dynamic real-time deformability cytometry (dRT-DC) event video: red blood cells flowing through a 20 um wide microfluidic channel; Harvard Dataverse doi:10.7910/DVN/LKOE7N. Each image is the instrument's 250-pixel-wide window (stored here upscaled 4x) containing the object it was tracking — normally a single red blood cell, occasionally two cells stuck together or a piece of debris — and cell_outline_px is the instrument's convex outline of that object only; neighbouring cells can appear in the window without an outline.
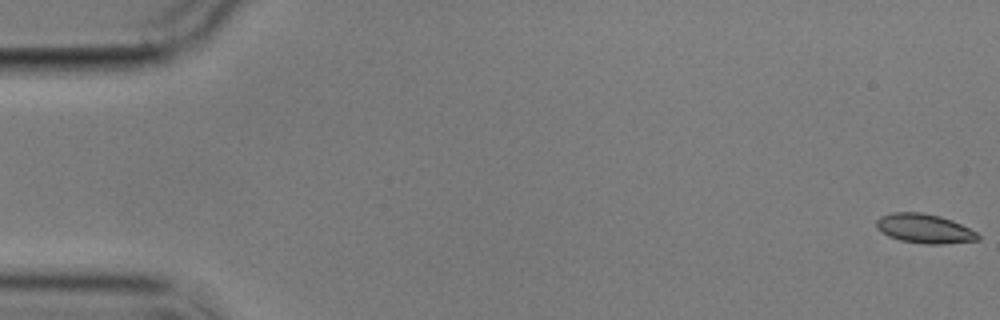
{"species": "common noctule bat (a hibernating species)", "species_latin": "Nyctalus noctula", "temperature_condition": "cold", "stored_images_in_passage": 6, "segment_of_instrument_passage": [1, 2], "camera_frame_rate_fps": 3000, "um_per_image_px": 0.085, "animal": {"sex": "male", "body_mass_g": 17.9}, "frame": {"image": 1, "passage_image": 1, "time_ms": 0.0, "image_size_px": [1000, 320], "cell_outline_px": [[980, 240], [940, 244], [924, 244], [900, 240], [888, 236], [880, 232], [876, 228], [876, 220], [880, 216], [892, 212], [924, 212], [940, 216], [952, 220], [976, 232], [980, 236]], "centroid_in_image_um": [78.54, 19.42], "position_along_channel_um": 6.5, "area_um2": 17.46}}
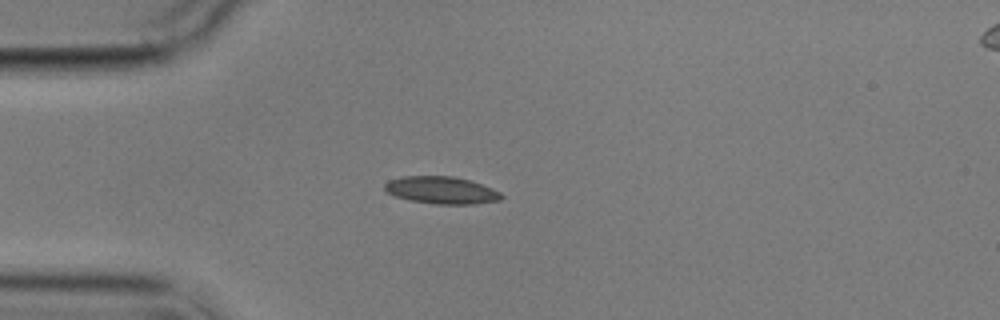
{"frame": {"image": 2, "passage_image": 5, "time_ms": 4.667, "image_size_px": [1000, 320], "cell_outline_px": [[504, 196], [500, 200], [476, 204], [436, 204], [412, 200], [396, 196], [388, 192], [384, 188], [384, 184], [388, 180], [400, 176], [452, 176], [468, 180], [492, 188], [500, 192]], "centroid_in_image_um": [37.52, 16.16], "position_along_channel_um": 47.5, "area_um2": 18.44}}